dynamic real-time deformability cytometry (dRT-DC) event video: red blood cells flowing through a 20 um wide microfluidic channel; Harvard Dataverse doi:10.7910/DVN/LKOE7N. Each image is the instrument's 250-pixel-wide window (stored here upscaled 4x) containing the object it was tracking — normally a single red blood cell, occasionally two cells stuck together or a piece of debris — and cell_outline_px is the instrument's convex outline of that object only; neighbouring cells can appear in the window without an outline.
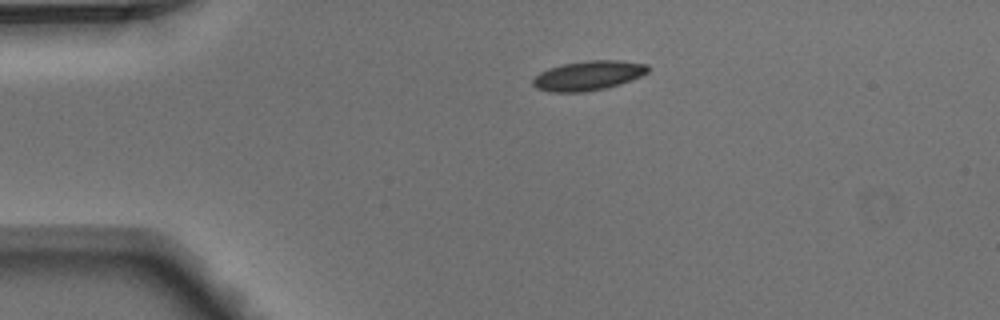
{"species": "Egyptian fruit bat (a non-hibernating species)", "species_latin": "Rousettus aegyptiacus", "temperature_condition": "warm", "stored_images_in_passage": 8, "camera_frame_rate_fps": 3000, "um_per_image_px": 0.085, "animal": {"sex": "male"}, "frame": {"image": 1, "passage_image": 1, "time_ms": 0.0, "image_size_px": [1000, 320], "cell_outline_px": [[648, 72], [640, 76], [620, 84], [604, 88], [584, 92], [552, 92], [536, 88], [532, 84], [532, 80], [540, 72], [548, 68], [564, 64], [588, 60], [620, 60], [648, 64]], "centroid_in_image_um": [49.99, 6.42], "position_along_channel_um": 35.0, "area_um2": 19.71}}